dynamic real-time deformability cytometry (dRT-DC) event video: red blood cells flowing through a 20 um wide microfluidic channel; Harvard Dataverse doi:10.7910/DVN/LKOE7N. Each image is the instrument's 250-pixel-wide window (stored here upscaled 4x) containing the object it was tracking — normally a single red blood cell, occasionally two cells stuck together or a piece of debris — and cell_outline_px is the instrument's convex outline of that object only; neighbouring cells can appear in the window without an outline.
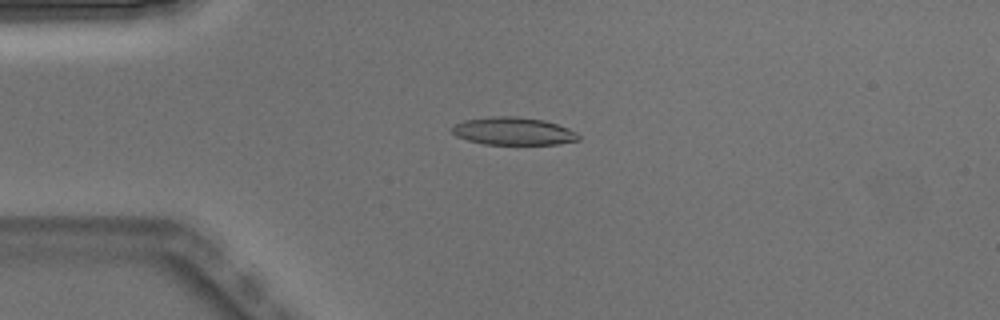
{"species": "Egyptian fruit bat (a non-hibernating species)", "species_latin": "Rousettus aegyptiacus", "temperature_condition": "warm", "stored_images_in_passage": 6, "camera_frame_rate_fps": 3000, "um_per_image_px": 0.085, "animal": {"sex": "male"}, "frame": {"image": 1, "passage_image": 4, "time_ms": 1.0, "image_size_px": [1000, 320], "cell_outline_px": [[580, 140], [556, 144], [484, 144], [468, 140], [456, 136], [452, 132], [452, 128], [456, 124], [464, 120], [492, 116], [516, 116], [544, 120], [568, 128], [576, 132], [580, 136]], "centroid_in_image_um": [43.64, 11.14], "position_along_channel_um": 41.4, "area_um2": 20.35}}